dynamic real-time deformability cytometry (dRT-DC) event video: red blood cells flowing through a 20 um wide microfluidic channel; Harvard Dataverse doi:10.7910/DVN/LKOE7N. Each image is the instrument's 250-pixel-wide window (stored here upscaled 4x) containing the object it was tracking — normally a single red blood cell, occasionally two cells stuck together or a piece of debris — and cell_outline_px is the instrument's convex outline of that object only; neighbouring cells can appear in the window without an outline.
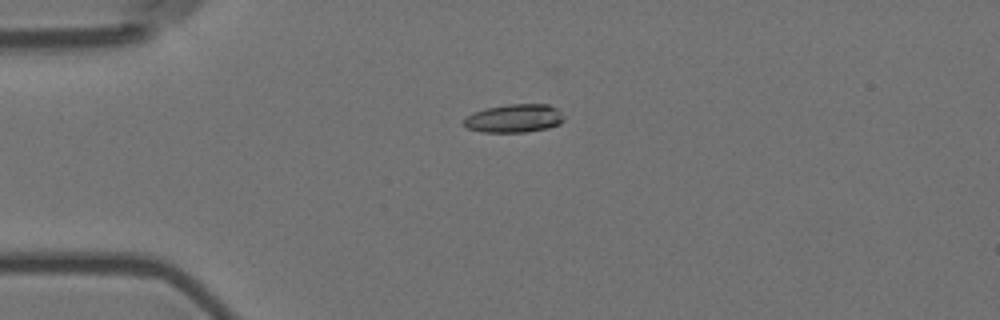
{"species": "Egyptian fruit bat (a non-hibernating species)", "species_latin": "Rousettus aegyptiacus", "temperature_condition": "room temperature", "stored_images_in_passage": 5, "camera_frame_rate_fps": 3000, "um_per_image_px": 0.085, "animal": {"sex": "female"}, "frame": {"image": 1, "passage_image": 4, "time_ms": 1.0, "image_size_px": [1000, 320], "cell_outline_px": [[564, 120], [560, 124], [548, 128], [524, 132], [484, 132], [468, 128], [464, 124], [464, 120], [472, 112], [484, 108], [508, 104], [548, 104], [556, 108], [564, 116]], "centroid_in_image_um": [43.72, 10.05], "position_along_channel_um": 41.3, "area_um2": 16.53}}